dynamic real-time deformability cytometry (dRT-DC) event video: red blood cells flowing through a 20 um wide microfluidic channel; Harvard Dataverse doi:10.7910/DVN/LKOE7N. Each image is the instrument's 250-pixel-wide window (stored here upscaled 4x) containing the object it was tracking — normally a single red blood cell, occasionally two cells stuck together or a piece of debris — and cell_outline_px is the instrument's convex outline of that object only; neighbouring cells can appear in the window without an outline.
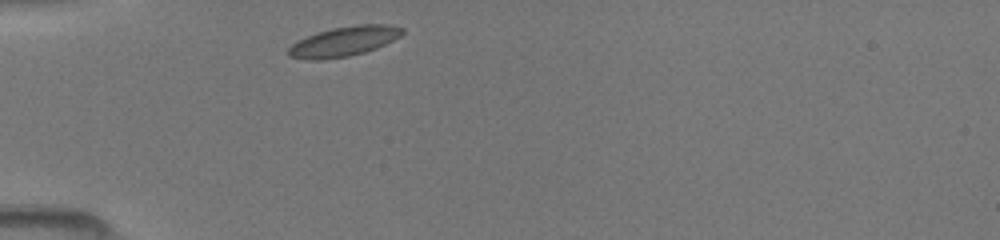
{"species": "common noctule bat (a hibernating species)", "species_latin": "Nyctalus noctula", "temperature_condition": "room temperature", "stored_images_in_passage": 35, "camera_frame_rate_fps": 3000, "um_per_image_px": 0.085, "animal": {"sex": "female", "body_mass_g": 19.5, "forearm_length_mm": 54.1}, "frame": {"image": 1, "passage_image": 1, "time_ms": 0.0, "image_size_px": [1000, 240], "cell_outline_px": [[404, 32], [400, 36], [376, 48], [364, 52], [348, 56], [320, 60], [308, 60], [288, 56], [288, 48], [296, 40], [316, 32], [332, 28], [356, 24], [388, 24], [404, 28]], "centroid_in_image_um": [29.2, 3.51], "position_along_channel_um": 55.8, "area_um2": 19.88}}
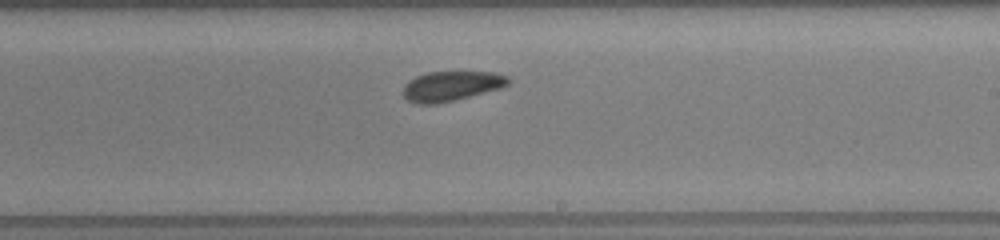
{"frame": {"image": 2, "passage_image": 16, "time_ms": 5.0, "image_size_px": [1000, 240], "cell_outline_px": [[512, 80], [508, 84], [500, 88], [456, 100], [436, 104], [416, 104], [408, 100], [400, 92], [404, 84], [408, 80], [416, 76], [428, 72], [492, 72], [508, 76]], "centroid_in_image_um": [38.32, 7.32], "position_along_channel_um": 250.7, "area_um2": 18.5}}
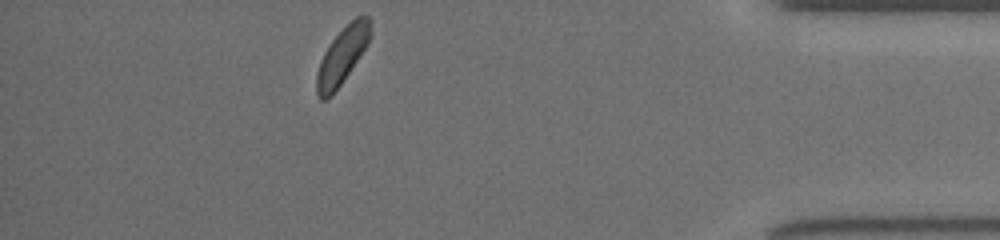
{"frame": {"image": 3, "passage_image": 30, "time_ms": 9.667, "image_size_px": [1000, 240], "cell_outline_px": [[372, 36], [368, 44], [332, 96], [324, 100], [320, 100], [316, 92], [316, 72], [320, 60], [324, 52], [332, 40], [356, 16], [368, 16], [372, 32]], "centroid_in_image_um": [29.07, 4.76], "position_along_channel_um": 406.1, "area_um2": 17.57}}